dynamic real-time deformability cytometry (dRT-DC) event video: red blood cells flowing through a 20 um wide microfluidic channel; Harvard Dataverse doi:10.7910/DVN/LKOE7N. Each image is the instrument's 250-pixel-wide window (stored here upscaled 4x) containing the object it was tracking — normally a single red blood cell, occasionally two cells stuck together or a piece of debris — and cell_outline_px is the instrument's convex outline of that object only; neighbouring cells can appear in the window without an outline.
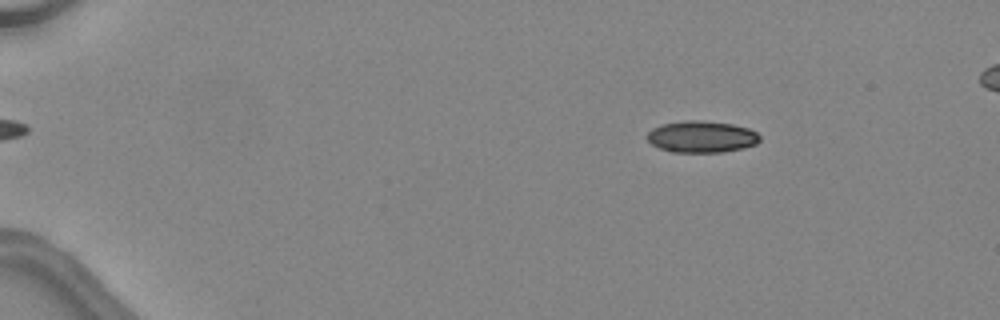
{"species": "common noctule bat (a hibernating species)", "species_latin": "Nyctalus noctula", "temperature_condition": "warm", "stored_images_in_passage": 47, "camera_frame_rate_fps": 3000, "um_per_image_px": 0.085, "animal": {"sex": "female", "body_mass_g": 24.6, "forearm_length_mm": 56.2}, "frame": {"image": 1, "passage_image": 8, "time_ms": 2.333, "image_size_px": [1000, 320], "cell_outline_px": [[760, 140], [756, 144], [744, 148], [724, 152], [672, 152], [660, 148], [652, 144], [648, 140], [648, 132], [652, 128], [660, 124], [684, 120], [700, 120], [732, 124], [748, 128], [756, 132], [760, 136]], "centroid_in_image_um": [59.64, 11.62], "position_along_channel_um": 25.4, "area_um2": 20.87}}
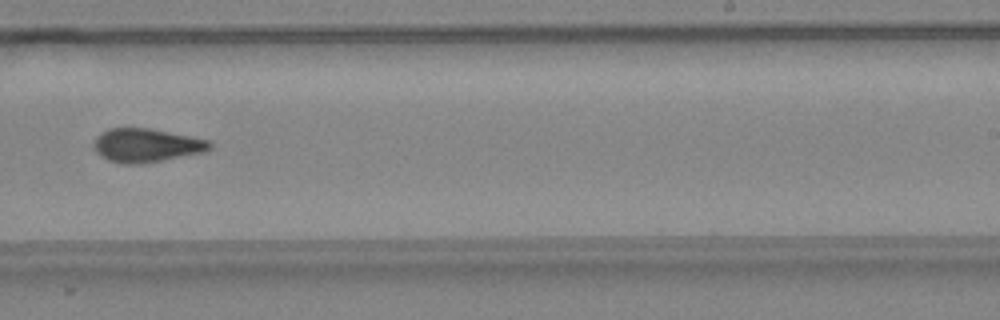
{"frame": {"image": 2, "passage_image": 32, "time_ms": 10.333, "image_size_px": [1000, 320], "cell_outline_px": [[212, 148], [204, 152], [140, 164], [124, 164], [108, 160], [100, 156], [96, 152], [92, 144], [96, 136], [100, 132], [108, 128], [148, 128], [208, 140], [212, 144]], "centroid_in_image_um": [12.38, 12.35], "position_along_channel_um": 276.6, "area_um2": 22.66}}
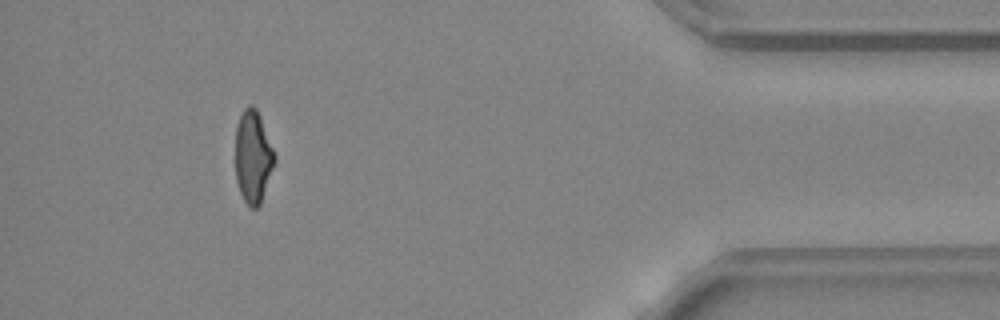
{"frame": {"image": 3, "passage_image": 44, "time_ms": 14.333, "image_size_px": [1000, 320], "cell_outline_px": [[276, 160], [260, 204], [256, 208], [252, 208], [244, 200], [240, 192], [236, 180], [236, 124], [244, 108], [248, 104], [252, 104], [256, 108], [260, 116], [276, 156]], "centroid_in_image_um": [21.51, 13.3], "position_along_channel_um": 413.7, "area_um2": 21.04}, "authors_computed_cell_mechanics": {"area_um2": 21.9062, "velocity_mm_per_s": 4.5704, "shape_relaxation_time_tau1_ms": null, "shape_relaxation_time_tau2_ms": 2.3121, "deformation_change_tau1": null, "deformation_change_tau2": 0.1006}}